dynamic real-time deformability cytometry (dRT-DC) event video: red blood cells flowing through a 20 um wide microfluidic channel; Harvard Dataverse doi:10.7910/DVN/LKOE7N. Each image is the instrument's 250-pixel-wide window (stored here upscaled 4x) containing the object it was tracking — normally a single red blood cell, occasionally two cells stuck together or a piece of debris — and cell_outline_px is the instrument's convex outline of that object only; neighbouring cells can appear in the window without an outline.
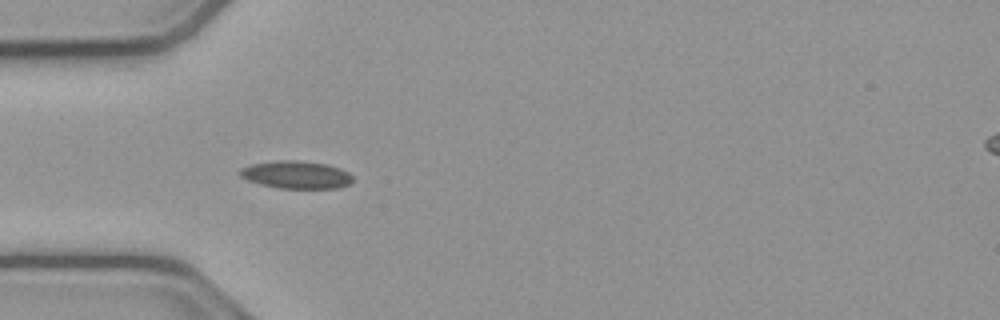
{"species": "common noctule bat (a hibernating species)", "species_latin": "Nyctalus noctula", "temperature_condition": "cold", "stored_images_in_passage": 39, "camera_frame_rate_fps": 3000, "um_per_image_px": 0.085, "animal": {"sex": "male", "body_mass_g": 23.1, "forearm_length_mm": 52.7}, "frame": {"image": 1, "passage_image": 1, "time_ms": 0.0, "image_size_px": [1000, 320], "cell_outline_px": [[352, 180], [348, 184], [340, 188], [280, 188], [260, 184], [248, 180], [240, 176], [236, 172], [240, 168], [252, 164], [276, 160], [300, 160], [328, 164], [340, 168], [348, 172], [352, 176]], "centroid_in_image_um": [25.15, 14.84], "position_along_channel_um": 59.8, "area_um2": 18.32}}
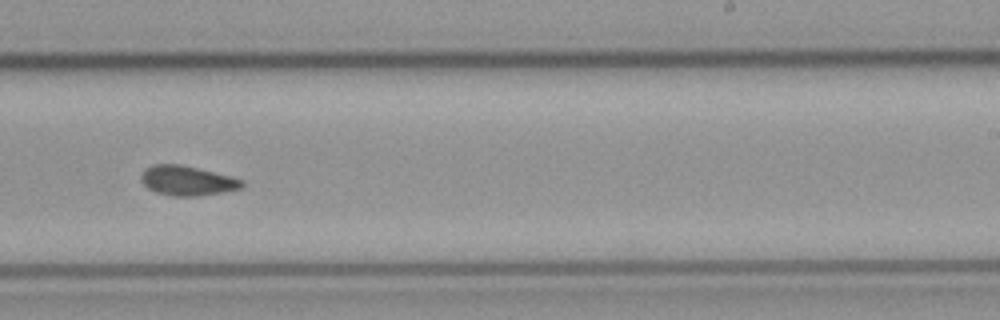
{"frame": {"image": 2, "passage_image": 18, "time_ms": 5.667, "image_size_px": [1000, 320], "cell_outline_px": [[244, 184], [240, 188], [224, 192], [196, 196], [172, 196], [156, 192], [148, 188], [140, 180], [140, 176], [152, 164], [180, 164], [244, 180]], "centroid_in_image_um": [15.9, 15.36], "position_along_channel_um": 273.1, "area_um2": 17.17}}
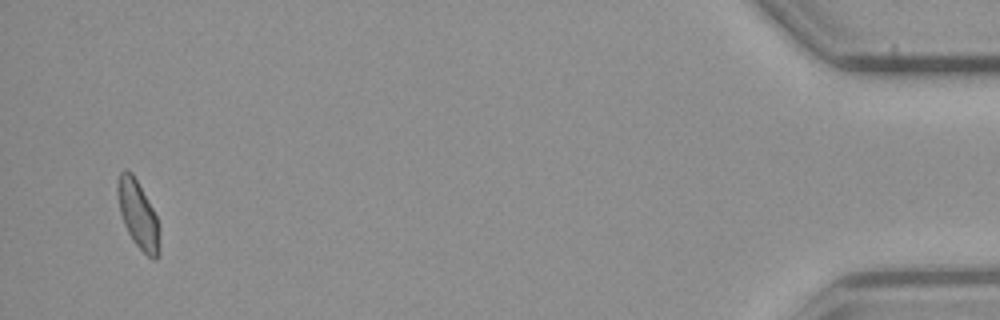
{"frame": {"image": 3, "passage_image": 37, "time_ms": 12.0, "image_size_px": [1000, 320], "cell_outline_px": [[160, 256], [156, 260], [152, 260], [132, 240], [124, 224], [120, 212], [116, 192], [116, 184], [120, 172], [132, 172], [152, 208], [160, 224]], "centroid_in_image_um": [11.76, 18.3], "position_along_channel_um": 423.4, "area_um2": 16.65}, "authors_computed_cell_mechanics": {"area_um2": 16.8776, "velocity_mm_per_s": 3.7972, "shape_relaxation_time_tau1_ms": null, "shape_relaxation_time_tau2_ms": 5.5116, "deformation_change_tau1": null, "deformation_change_tau2": 0.1024}}